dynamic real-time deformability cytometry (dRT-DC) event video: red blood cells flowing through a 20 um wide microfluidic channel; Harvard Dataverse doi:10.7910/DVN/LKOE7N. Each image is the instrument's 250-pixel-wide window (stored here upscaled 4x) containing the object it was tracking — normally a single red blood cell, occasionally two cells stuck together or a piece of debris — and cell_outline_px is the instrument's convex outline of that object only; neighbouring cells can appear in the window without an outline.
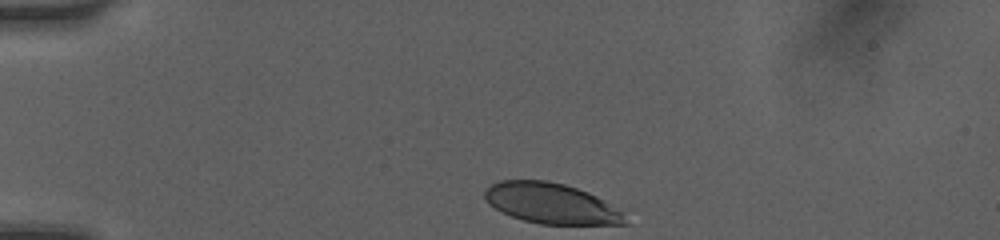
{"species": "human", "species_latin": "Homo sapiens", "temperature_condition": "room temperature", "stored_images_in_passage": 20, "camera_frame_rate_fps": 3000, "um_per_image_px": 0.085, "donor": {"sex": "female"}, "frame": {"image": 1, "passage_image": 1, "time_ms": 0.0, "image_size_px": [1000, 240], "cell_outline_px": [[628, 224], [540, 224], [524, 220], [512, 216], [488, 204], [484, 200], [484, 188], [500, 180], [548, 180], [564, 184], [588, 192], [604, 200], [620, 212]], "centroid_in_image_um": [46.78, 17.27], "position_along_channel_um": 38.2, "area_um2": 32.83}}
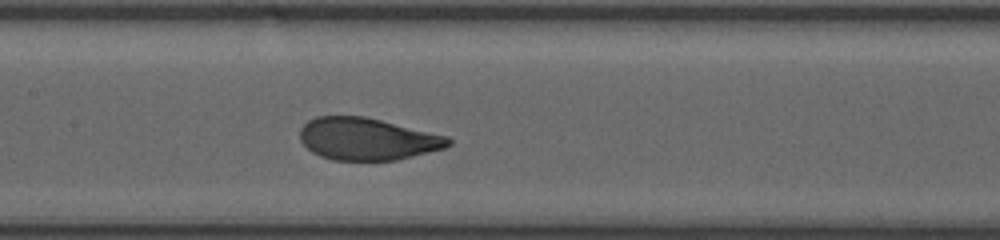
{"frame": {"image": 2, "passage_image": 12, "time_ms": 4.667, "image_size_px": [1000, 240], "cell_outline_px": [[452, 144], [444, 148], [396, 160], [332, 160], [320, 156], [312, 152], [300, 140], [300, 128], [308, 120], [316, 116], [364, 116], [448, 136], [452, 140]], "centroid_in_image_um": [31.2, 11.81], "position_along_channel_um": 176.2, "area_um2": 36.41}}
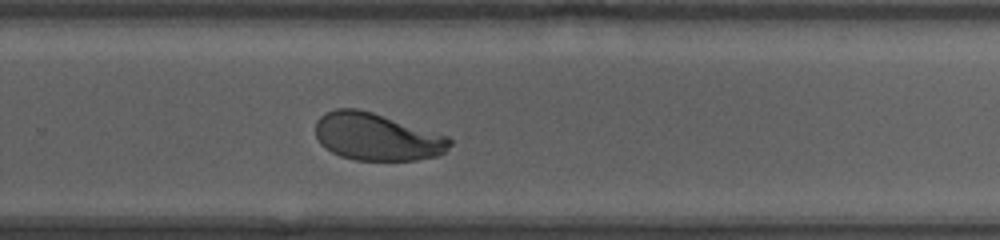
{"frame": {"image": 3, "passage_image": 20, "time_ms": 7.667, "image_size_px": [1000, 240], "cell_outline_px": [[452, 144], [444, 152], [436, 156], [416, 160], [356, 160], [340, 156], [332, 152], [320, 144], [316, 136], [316, 120], [324, 112], [336, 108], [356, 108], [372, 112], [448, 136], [452, 140]], "centroid_in_image_um": [32.0, 11.62], "position_along_channel_um": 297.8, "area_um2": 37.05}}